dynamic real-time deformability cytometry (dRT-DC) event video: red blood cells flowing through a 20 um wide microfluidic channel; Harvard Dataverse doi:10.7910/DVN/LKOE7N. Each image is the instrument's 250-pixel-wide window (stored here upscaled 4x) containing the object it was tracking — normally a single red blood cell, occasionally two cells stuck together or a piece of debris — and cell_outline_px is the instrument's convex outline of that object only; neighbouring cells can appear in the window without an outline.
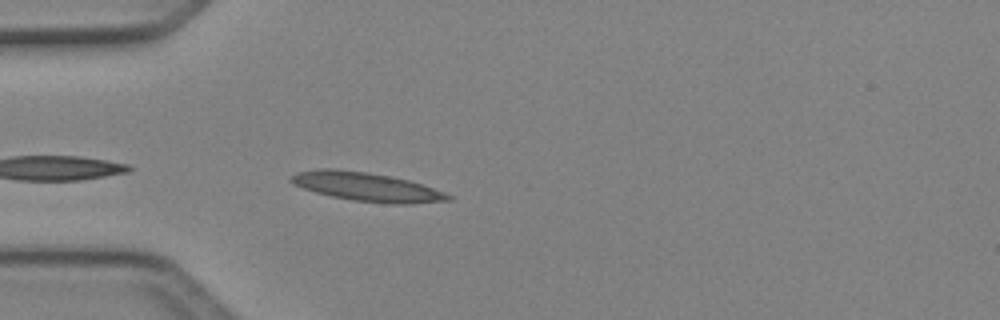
{"species": "Egyptian fruit bat (a non-hibernating species)", "species_latin": "Rousettus aegyptiacus", "temperature_condition": "cold", "stored_images_in_passage": 35, "camera_frame_rate_fps": 3000, "um_per_image_px": 0.085, "animal": {"sex": "female"}, "frame": {"image": 1, "passage_image": 2, "time_ms": 0.333, "image_size_px": [1000, 320], "cell_outline_px": [[452, 200], [412, 204], [392, 204], [352, 200], [332, 196], [316, 192], [292, 184], [288, 180], [292, 176], [300, 172], [324, 168], [328, 168], [368, 172], [408, 180], [444, 192], [452, 196]], "centroid_in_image_um": [31.19, 15.89], "position_along_channel_um": 53.8, "area_um2": 26.01}}
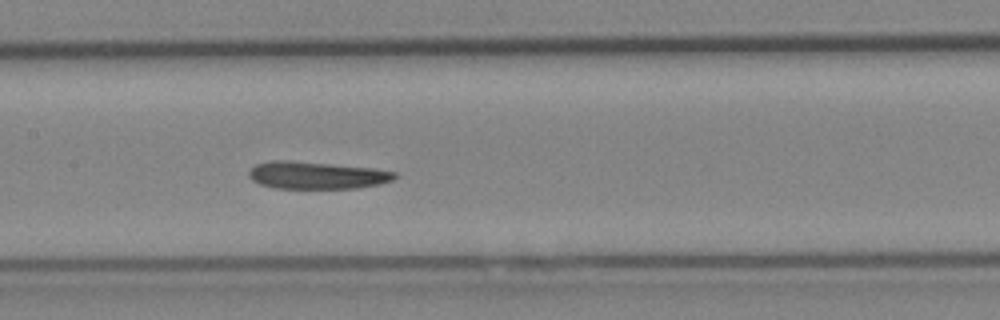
{"frame": {"image": 2, "passage_image": 12, "time_ms": 3.667, "image_size_px": [1000, 320], "cell_outline_px": [[400, 176], [392, 180], [380, 184], [356, 188], [276, 188], [260, 184], [252, 180], [248, 176], [248, 172], [256, 164], [272, 160], [288, 160], [376, 168], [396, 172]], "centroid_in_image_um": [26.95, 14.89], "position_along_channel_um": 180.5, "area_um2": 23.35}}
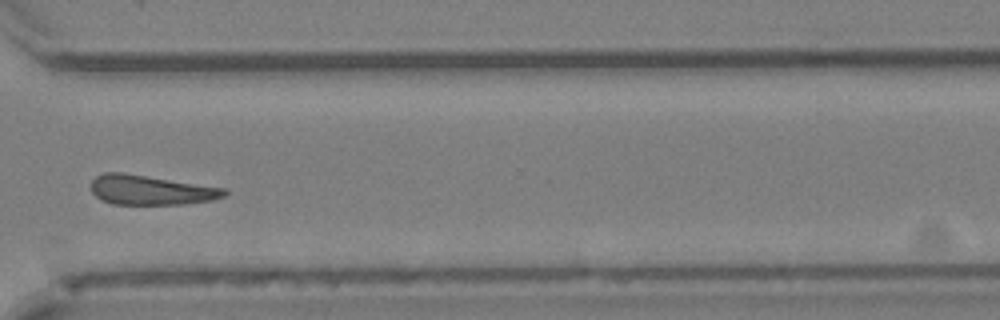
{"frame": {"image": 3, "passage_image": 25, "time_ms": 8.0, "image_size_px": [1000, 320], "cell_outline_px": [[228, 192], [224, 196], [212, 200], [184, 204], [112, 204], [100, 200], [92, 192], [92, 180], [96, 176], [104, 172], [120, 172], [224, 188]], "centroid_in_image_um": [12.78, 16.16], "position_along_channel_um": 357.8, "area_um2": 22.77}, "authors_computed_cell_mechanics": {"area_um2": 22.9466, "velocity_mm_per_s": 4.0862, "shape_relaxation_time_tau1_ms": 10.7098, "shape_relaxation_time_tau2_ms": null, "deformation_change_tau1": 0.211, "deformation_change_tau2": null}}